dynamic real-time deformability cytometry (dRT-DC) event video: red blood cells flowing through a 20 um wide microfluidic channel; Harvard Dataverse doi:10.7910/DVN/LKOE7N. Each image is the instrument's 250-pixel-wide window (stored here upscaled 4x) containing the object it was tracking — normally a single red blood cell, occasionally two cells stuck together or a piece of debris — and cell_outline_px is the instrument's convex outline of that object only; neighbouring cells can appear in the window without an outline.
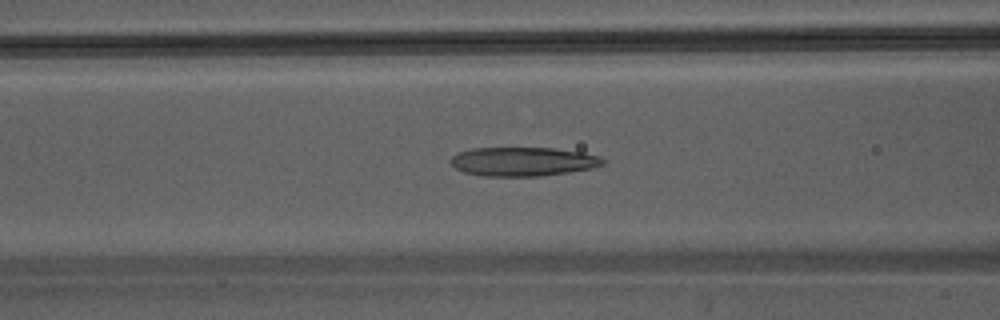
{"species": "Egyptian fruit bat (a non-hibernating species)", "species_latin": "Rousettus aegyptiacus", "temperature_condition": "warm", "stored_images_in_passage": 44, "camera_frame_rate_fps": 3000, "um_per_image_px": 0.085, "animal": {"sex": "male"}, "frame": {"image": 1, "passage_image": 19, "time_ms": 6.0, "image_size_px": [1000, 320], "cell_outline_px": [[608, 160], [604, 164], [592, 168], [568, 172], [540, 176], [484, 176], [464, 172], [456, 168], [448, 160], [456, 152], [472, 148], [552, 148], [584, 152], [600, 156]], "centroid_in_image_um": [44.47, 13.72], "position_along_channel_um": 122.1, "area_um2": 25.89}}
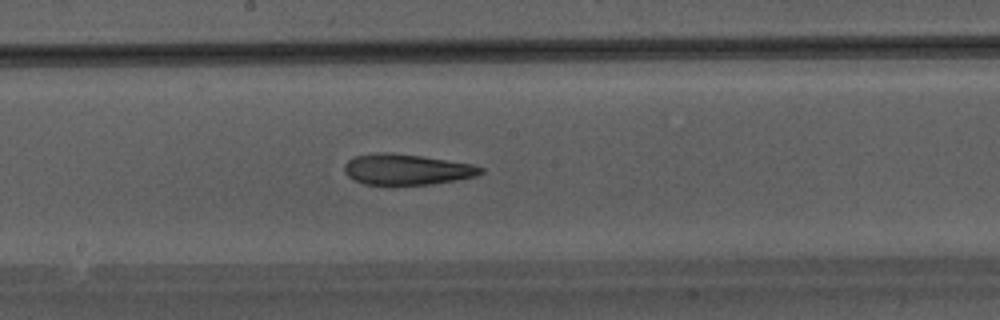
{"frame": {"image": 2, "passage_image": 25, "time_ms": 8.0, "image_size_px": [1000, 320], "cell_outline_px": [[484, 172], [476, 176], [456, 180], [432, 184], [396, 188], [364, 184], [348, 176], [344, 172], [344, 164], [352, 156], [376, 152], [392, 152], [420, 156], [472, 164], [484, 168]], "centroid_in_image_um": [34.52, 14.44], "position_along_channel_um": 213.7, "area_um2": 25.37}}
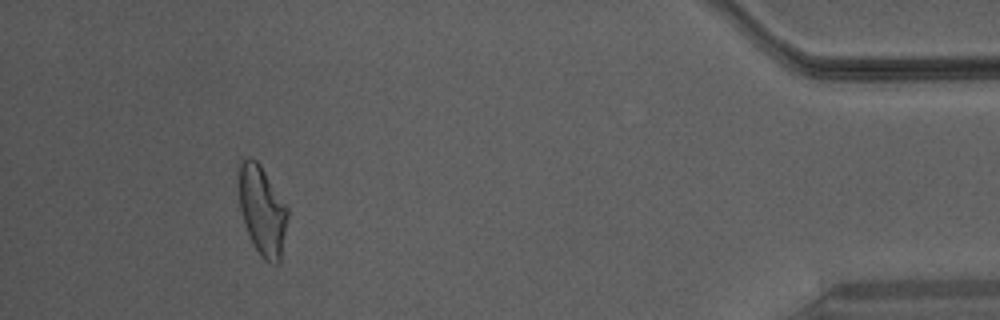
{"frame": {"image": 3, "passage_image": 42, "time_ms": 13.667, "image_size_px": [1000, 320], "cell_outline_px": [[288, 216], [280, 260], [276, 264], [272, 264], [264, 260], [260, 256], [244, 224], [240, 208], [236, 188], [236, 172], [240, 160], [248, 156], [256, 160], [260, 164], [288, 208]], "centroid_in_image_um": [22.23, 17.81], "position_along_channel_um": 413.0, "area_um2": 25.89}}